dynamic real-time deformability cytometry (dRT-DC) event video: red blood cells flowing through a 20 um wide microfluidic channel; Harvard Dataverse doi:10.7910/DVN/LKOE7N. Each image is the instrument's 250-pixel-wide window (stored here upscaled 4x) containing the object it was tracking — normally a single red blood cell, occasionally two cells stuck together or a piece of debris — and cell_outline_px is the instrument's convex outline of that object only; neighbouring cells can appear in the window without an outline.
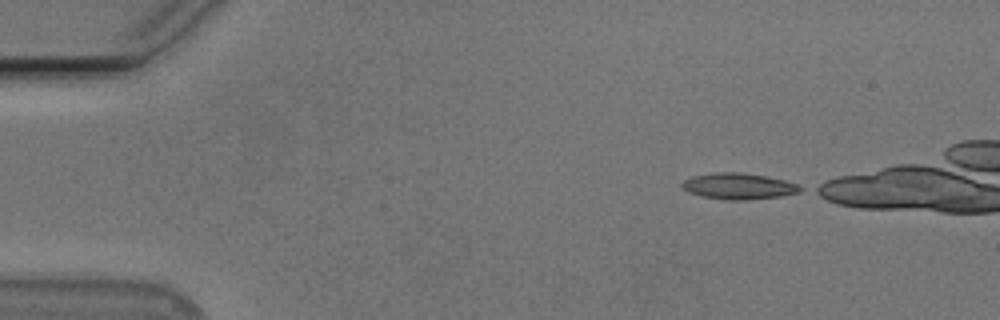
{"species": "Egyptian fruit bat (a non-hibernating species)", "species_latin": "Rousettus aegyptiacus", "temperature_condition": "cold", "stored_images_in_passage": 38, "camera_frame_rate_fps": 3000, "um_per_image_px": 0.085, "animal": {"sex": "male"}, "frame": {"image": 1, "passage_image": 1, "time_ms": 0.0, "image_size_px": [1000, 320], "cell_outline_px": [[804, 188], [800, 192], [780, 196], [744, 200], [728, 200], [704, 196], [688, 192], [680, 184], [684, 180], [692, 176], [716, 172], [740, 172], [764, 176], [784, 180], [796, 184]], "centroid_in_image_um": [62.77, 15.82], "position_along_channel_um": 22.2, "area_um2": 17.8}}
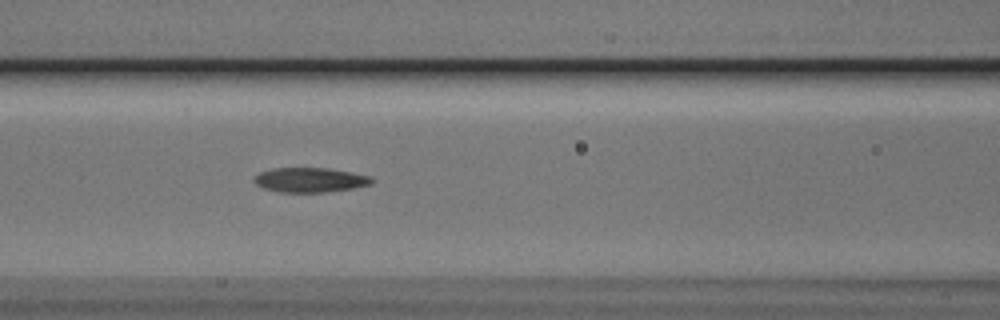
{"frame": {"image": 2, "passage_image": 17, "time_ms": 5.333, "image_size_px": [1000, 320], "cell_outline_px": [[372, 184], [352, 188], [324, 192], [280, 192], [264, 188], [256, 184], [252, 180], [260, 172], [272, 168], [328, 168], [352, 172], [368, 176], [372, 180]], "centroid_in_image_um": [26.32, 15.29], "position_along_channel_um": 140.3, "area_um2": 16.7}}
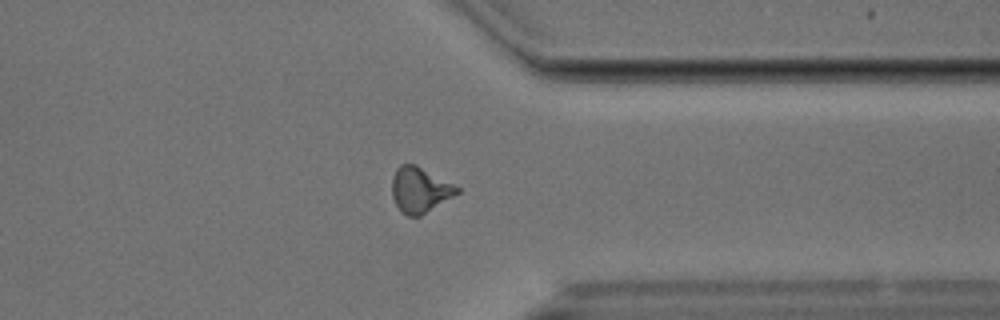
{"frame": {"image": 3, "passage_image": 36, "time_ms": 11.667, "image_size_px": [1000, 320], "cell_outline_px": [[460, 192], [420, 216], [408, 216], [396, 204], [392, 196], [392, 176], [396, 168], [400, 164], [416, 164], [460, 188]], "centroid_in_image_um": [35.67, 16.11], "position_along_channel_um": 375.7, "area_um2": 16.99}}